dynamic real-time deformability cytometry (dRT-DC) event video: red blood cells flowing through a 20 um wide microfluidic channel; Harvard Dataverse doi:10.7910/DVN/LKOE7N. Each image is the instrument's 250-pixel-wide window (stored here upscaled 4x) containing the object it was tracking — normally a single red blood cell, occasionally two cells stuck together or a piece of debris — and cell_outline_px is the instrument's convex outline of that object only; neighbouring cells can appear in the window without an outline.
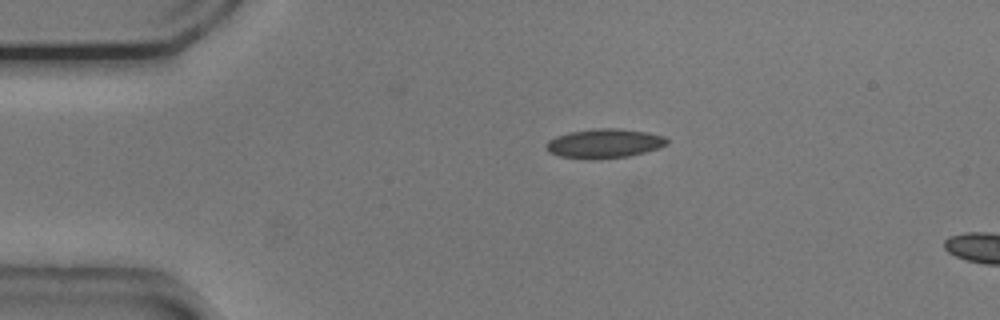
{"species": "common noctule bat (a hibernating species)", "species_latin": "Nyctalus noctula", "temperature_condition": "cold", "stored_images_in_passage": 5, "camera_frame_rate_fps": 3000, "um_per_image_px": 0.085, "animal": {"sex": "male", "body_mass_g": 20.5, "forearm_length_mm": 52.5}, "frame": {"image": 1, "passage_image": 1, "time_ms": 0.0, "image_size_px": [1000, 320], "cell_outline_px": [[668, 144], [644, 152], [628, 156], [588, 160], [560, 156], [548, 152], [544, 148], [544, 144], [548, 140], [556, 136], [568, 132], [596, 128], [620, 128], [648, 132], [664, 136], [668, 140]], "centroid_in_image_um": [51.31, 12.19], "position_along_channel_um": 33.7, "area_um2": 20.81}}